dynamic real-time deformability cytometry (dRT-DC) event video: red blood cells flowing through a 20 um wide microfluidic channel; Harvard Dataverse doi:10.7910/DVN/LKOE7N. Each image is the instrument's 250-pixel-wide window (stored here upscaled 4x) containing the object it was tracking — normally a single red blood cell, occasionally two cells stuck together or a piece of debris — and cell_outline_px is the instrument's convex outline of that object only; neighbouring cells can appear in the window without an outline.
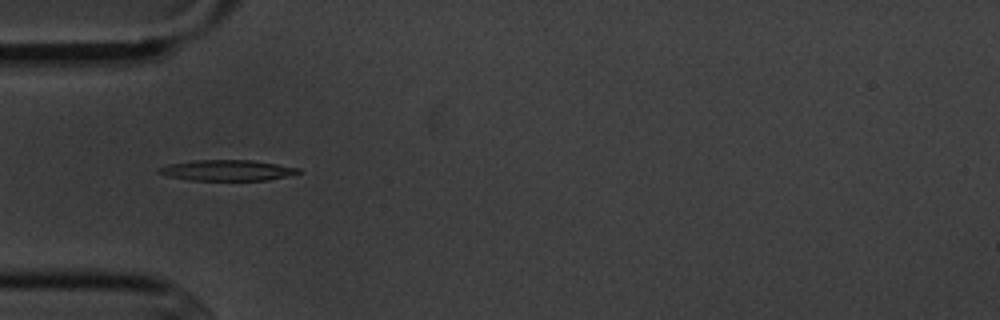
{"species": "common noctule bat (a hibernating species)", "species_latin": "Nyctalus noctula", "temperature_condition": "cold", "stored_images_in_passage": 7, "camera_frame_rate_fps": 3000, "um_per_image_px": 0.085, "animal": {"sex": "male", "body_mass_g": 20.1, "forearm_length_mm": 53.5}, "frame": {"image": 1, "passage_image": 5, "time_ms": 4.667, "image_size_px": [1000, 320], "cell_outline_px": [[304, 172], [268, 180], [188, 180], [168, 176], [156, 172], [156, 168], [168, 164], [192, 160], [252, 160], [300, 168]], "centroid_in_image_um": [19.28, 14.47], "position_along_channel_um": 65.7, "area_um2": 16.99}}
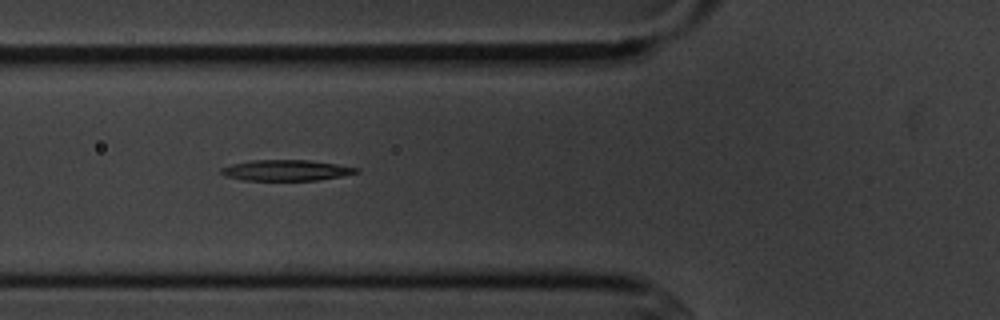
{"frame": {"image": 2, "passage_image": 6, "time_ms": 5.667, "image_size_px": [1000, 320], "cell_outline_px": [[360, 172], [340, 176], [316, 180], [240, 180], [224, 176], [220, 172], [220, 168], [232, 164], [252, 160], [308, 160], [336, 164], [360, 168]], "centroid_in_image_um": [24.29, 14.47], "position_along_channel_um": 101.5, "area_um2": 16.36}}
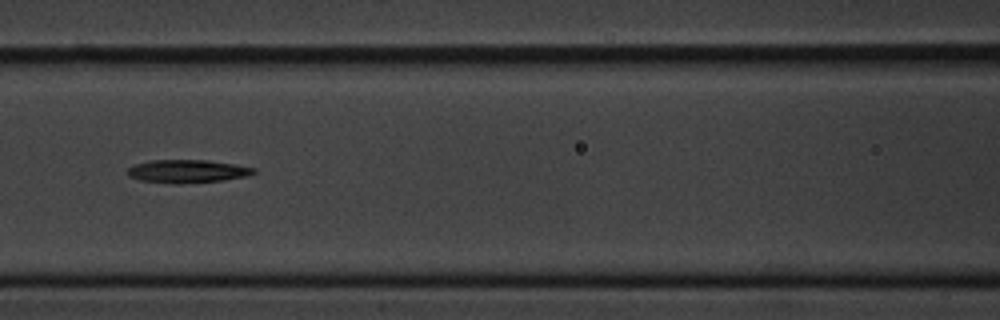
{"frame": {"image": 3, "passage_image": 7, "time_ms": 7.0, "image_size_px": [1000, 320], "cell_outline_px": [[256, 172], [244, 176], [224, 180], [180, 184], [172, 184], [140, 180], [128, 176], [128, 168], [136, 164], [148, 160], [208, 160], [236, 164], [256, 168]], "centroid_in_image_um": [15.92, 14.55], "position_along_channel_um": 150.7, "area_um2": 17.05}}